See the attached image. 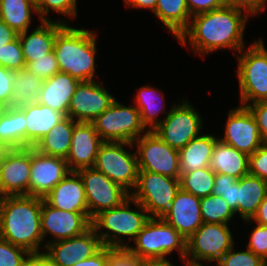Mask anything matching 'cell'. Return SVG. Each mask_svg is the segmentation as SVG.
I'll return each instance as SVG.
<instances>
[{
	"instance_id": "836d02e7",
	"label": "cell",
	"mask_w": 267,
	"mask_h": 266,
	"mask_svg": "<svg viewBox=\"0 0 267 266\" xmlns=\"http://www.w3.org/2000/svg\"><path fill=\"white\" fill-rule=\"evenodd\" d=\"M216 173L209 167L201 168L189 173H181L180 188L202 198L211 195L215 185Z\"/></svg>"
},
{
	"instance_id": "60d3db41",
	"label": "cell",
	"mask_w": 267,
	"mask_h": 266,
	"mask_svg": "<svg viewBox=\"0 0 267 266\" xmlns=\"http://www.w3.org/2000/svg\"><path fill=\"white\" fill-rule=\"evenodd\" d=\"M76 2V0H38L36 7L41 21H49L44 15L48 14L50 9L64 15L76 16Z\"/></svg>"
},
{
	"instance_id": "c3c4849f",
	"label": "cell",
	"mask_w": 267,
	"mask_h": 266,
	"mask_svg": "<svg viewBox=\"0 0 267 266\" xmlns=\"http://www.w3.org/2000/svg\"><path fill=\"white\" fill-rule=\"evenodd\" d=\"M186 3L191 16L225 6L223 0H186Z\"/></svg>"
},
{
	"instance_id": "91938a15",
	"label": "cell",
	"mask_w": 267,
	"mask_h": 266,
	"mask_svg": "<svg viewBox=\"0 0 267 266\" xmlns=\"http://www.w3.org/2000/svg\"><path fill=\"white\" fill-rule=\"evenodd\" d=\"M34 4H36L38 2V0H31Z\"/></svg>"
},
{
	"instance_id": "7dc6e473",
	"label": "cell",
	"mask_w": 267,
	"mask_h": 266,
	"mask_svg": "<svg viewBox=\"0 0 267 266\" xmlns=\"http://www.w3.org/2000/svg\"><path fill=\"white\" fill-rule=\"evenodd\" d=\"M258 124L259 132L264 143H267V101H260L246 106Z\"/></svg>"
},
{
	"instance_id": "603a6c76",
	"label": "cell",
	"mask_w": 267,
	"mask_h": 266,
	"mask_svg": "<svg viewBox=\"0 0 267 266\" xmlns=\"http://www.w3.org/2000/svg\"><path fill=\"white\" fill-rule=\"evenodd\" d=\"M79 82L70 74L59 71L49 79L44 80L38 103L68 116L70 101Z\"/></svg>"
},
{
	"instance_id": "9a60e30c",
	"label": "cell",
	"mask_w": 267,
	"mask_h": 266,
	"mask_svg": "<svg viewBox=\"0 0 267 266\" xmlns=\"http://www.w3.org/2000/svg\"><path fill=\"white\" fill-rule=\"evenodd\" d=\"M31 147L12 148L0 168V197L29 195Z\"/></svg>"
},
{
	"instance_id": "6f0895ef",
	"label": "cell",
	"mask_w": 267,
	"mask_h": 266,
	"mask_svg": "<svg viewBox=\"0 0 267 266\" xmlns=\"http://www.w3.org/2000/svg\"><path fill=\"white\" fill-rule=\"evenodd\" d=\"M11 148L9 146L0 145V168L3 164L4 158Z\"/></svg>"
},
{
	"instance_id": "f546056e",
	"label": "cell",
	"mask_w": 267,
	"mask_h": 266,
	"mask_svg": "<svg viewBox=\"0 0 267 266\" xmlns=\"http://www.w3.org/2000/svg\"><path fill=\"white\" fill-rule=\"evenodd\" d=\"M26 124L21 109L6 108L0 116V145L11 149L26 147Z\"/></svg>"
},
{
	"instance_id": "7a4b0ae2",
	"label": "cell",
	"mask_w": 267,
	"mask_h": 266,
	"mask_svg": "<svg viewBox=\"0 0 267 266\" xmlns=\"http://www.w3.org/2000/svg\"><path fill=\"white\" fill-rule=\"evenodd\" d=\"M42 198L19 195L0 197V238L39 253Z\"/></svg>"
},
{
	"instance_id": "d590c367",
	"label": "cell",
	"mask_w": 267,
	"mask_h": 266,
	"mask_svg": "<svg viewBox=\"0 0 267 266\" xmlns=\"http://www.w3.org/2000/svg\"><path fill=\"white\" fill-rule=\"evenodd\" d=\"M156 90L149 86H143L139 88L138 96L136 97V108L139 110L141 115V121L144 127L150 125L149 131L154 129L161 123L162 120H155V117L159 113V108L156 106ZM156 99V100H155ZM158 108V109H157ZM152 127V128H151ZM152 129V130H151Z\"/></svg>"
},
{
	"instance_id": "4dcf8cb0",
	"label": "cell",
	"mask_w": 267,
	"mask_h": 266,
	"mask_svg": "<svg viewBox=\"0 0 267 266\" xmlns=\"http://www.w3.org/2000/svg\"><path fill=\"white\" fill-rule=\"evenodd\" d=\"M43 82L42 78L37 77L27 69L15 71L10 107L21 109L38 102Z\"/></svg>"
},
{
	"instance_id": "b9f144b4",
	"label": "cell",
	"mask_w": 267,
	"mask_h": 266,
	"mask_svg": "<svg viewBox=\"0 0 267 266\" xmlns=\"http://www.w3.org/2000/svg\"><path fill=\"white\" fill-rule=\"evenodd\" d=\"M30 253L22 247L0 238V266H22Z\"/></svg>"
},
{
	"instance_id": "7bdbcfd3",
	"label": "cell",
	"mask_w": 267,
	"mask_h": 266,
	"mask_svg": "<svg viewBox=\"0 0 267 266\" xmlns=\"http://www.w3.org/2000/svg\"><path fill=\"white\" fill-rule=\"evenodd\" d=\"M249 174L267 181V143L249 155Z\"/></svg>"
},
{
	"instance_id": "9c48e42d",
	"label": "cell",
	"mask_w": 267,
	"mask_h": 266,
	"mask_svg": "<svg viewBox=\"0 0 267 266\" xmlns=\"http://www.w3.org/2000/svg\"><path fill=\"white\" fill-rule=\"evenodd\" d=\"M122 145L133 146L134 144L104 142L99 148L94 168L131 193L129 189H135L138 180L137 156L136 152L131 154L124 150Z\"/></svg>"
},
{
	"instance_id": "816d5d0a",
	"label": "cell",
	"mask_w": 267,
	"mask_h": 266,
	"mask_svg": "<svg viewBox=\"0 0 267 266\" xmlns=\"http://www.w3.org/2000/svg\"><path fill=\"white\" fill-rule=\"evenodd\" d=\"M17 37L18 33L0 19V49L6 44L14 41Z\"/></svg>"
},
{
	"instance_id": "277c9868",
	"label": "cell",
	"mask_w": 267,
	"mask_h": 266,
	"mask_svg": "<svg viewBox=\"0 0 267 266\" xmlns=\"http://www.w3.org/2000/svg\"><path fill=\"white\" fill-rule=\"evenodd\" d=\"M130 200L141 209L143 213H141L140 210H130ZM146 213L148 212L140 203L129 197L118 207L104 210L96 215L92 219V227L96 231V235L100 238L103 246L126 248L128 245L122 243L118 236H129L135 239L137 234L144 228L145 224L151 218L150 215ZM103 227L109 232H101L98 234L97 231Z\"/></svg>"
},
{
	"instance_id": "7402d4cb",
	"label": "cell",
	"mask_w": 267,
	"mask_h": 266,
	"mask_svg": "<svg viewBox=\"0 0 267 266\" xmlns=\"http://www.w3.org/2000/svg\"><path fill=\"white\" fill-rule=\"evenodd\" d=\"M44 198L52 207L66 212H88L83 181L76 171L70 172Z\"/></svg>"
},
{
	"instance_id": "e0dca14e",
	"label": "cell",
	"mask_w": 267,
	"mask_h": 266,
	"mask_svg": "<svg viewBox=\"0 0 267 266\" xmlns=\"http://www.w3.org/2000/svg\"><path fill=\"white\" fill-rule=\"evenodd\" d=\"M115 98L94 80L81 81L68 108V117L77 122H93L108 109Z\"/></svg>"
},
{
	"instance_id": "44dd1931",
	"label": "cell",
	"mask_w": 267,
	"mask_h": 266,
	"mask_svg": "<svg viewBox=\"0 0 267 266\" xmlns=\"http://www.w3.org/2000/svg\"><path fill=\"white\" fill-rule=\"evenodd\" d=\"M200 199L181 188L162 219L177 230L187 241L204 223L201 216Z\"/></svg>"
},
{
	"instance_id": "db71d44e",
	"label": "cell",
	"mask_w": 267,
	"mask_h": 266,
	"mask_svg": "<svg viewBox=\"0 0 267 266\" xmlns=\"http://www.w3.org/2000/svg\"><path fill=\"white\" fill-rule=\"evenodd\" d=\"M251 220H254L256 223L267 226V196L264 198L256 214Z\"/></svg>"
},
{
	"instance_id": "3957f363",
	"label": "cell",
	"mask_w": 267,
	"mask_h": 266,
	"mask_svg": "<svg viewBox=\"0 0 267 266\" xmlns=\"http://www.w3.org/2000/svg\"><path fill=\"white\" fill-rule=\"evenodd\" d=\"M96 35L65 24L54 42V53L60 72L81 81L93 80L95 72Z\"/></svg>"
},
{
	"instance_id": "9f6ffc18",
	"label": "cell",
	"mask_w": 267,
	"mask_h": 266,
	"mask_svg": "<svg viewBox=\"0 0 267 266\" xmlns=\"http://www.w3.org/2000/svg\"><path fill=\"white\" fill-rule=\"evenodd\" d=\"M143 266H174L168 260H147Z\"/></svg>"
},
{
	"instance_id": "d6986e66",
	"label": "cell",
	"mask_w": 267,
	"mask_h": 266,
	"mask_svg": "<svg viewBox=\"0 0 267 266\" xmlns=\"http://www.w3.org/2000/svg\"><path fill=\"white\" fill-rule=\"evenodd\" d=\"M92 226L88 212H66L50 206L42 199L41 232L43 239L51 233L60 241L78 236Z\"/></svg>"
},
{
	"instance_id": "8992f818",
	"label": "cell",
	"mask_w": 267,
	"mask_h": 266,
	"mask_svg": "<svg viewBox=\"0 0 267 266\" xmlns=\"http://www.w3.org/2000/svg\"><path fill=\"white\" fill-rule=\"evenodd\" d=\"M238 79L242 106L267 101V50L255 41L242 56L238 55Z\"/></svg>"
},
{
	"instance_id": "d4e9b609",
	"label": "cell",
	"mask_w": 267,
	"mask_h": 266,
	"mask_svg": "<svg viewBox=\"0 0 267 266\" xmlns=\"http://www.w3.org/2000/svg\"><path fill=\"white\" fill-rule=\"evenodd\" d=\"M26 124V147H33L66 116L38 102L21 108Z\"/></svg>"
},
{
	"instance_id": "f35d334b",
	"label": "cell",
	"mask_w": 267,
	"mask_h": 266,
	"mask_svg": "<svg viewBox=\"0 0 267 266\" xmlns=\"http://www.w3.org/2000/svg\"><path fill=\"white\" fill-rule=\"evenodd\" d=\"M232 248L217 262L218 266H267V262L251 250L234 252Z\"/></svg>"
},
{
	"instance_id": "484cf974",
	"label": "cell",
	"mask_w": 267,
	"mask_h": 266,
	"mask_svg": "<svg viewBox=\"0 0 267 266\" xmlns=\"http://www.w3.org/2000/svg\"><path fill=\"white\" fill-rule=\"evenodd\" d=\"M209 168L216 174H224L240 179L249 174V155L218 139L211 156Z\"/></svg>"
},
{
	"instance_id": "e575fe53",
	"label": "cell",
	"mask_w": 267,
	"mask_h": 266,
	"mask_svg": "<svg viewBox=\"0 0 267 266\" xmlns=\"http://www.w3.org/2000/svg\"><path fill=\"white\" fill-rule=\"evenodd\" d=\"M200 209L204 223L227 224L235 214L221 196L213 194L200 199Z\"/></svg>"
},
{
	"instance_id": "52a82bcc",
	"label": "cell",
	"mask_w": 267,
	"mask_h": 266,
	"mask_svg": "<svg viewBox=\"0 0 267 266\" xmlns=\"http://www.w3.org/2000/svg\"><path fill=\"white\" fill-rule=\"evenodd\" d=\"M92 123L104 142H130L134 144L135 140L146 129L136 107H126L116 100Z\"/></svg>"
},
{
	"instance_id": "83f0119b",
	"label": "cell",
	"mask_w": 267,
	"mask_h": 266,
	"mask_svg": "<svg viewBox=\"0 0 267 266\" xmlns=\"http://www.w3.org/2000/svg\"><path fill=\"white\" fill-rule=\"evenodd\" d=\"M217 140L213 135H201L193 138L178 150L180 173H189L209 167Z\"/></svg>"
},
{
	"instance_id": "f907efd6",
	"label": "cell",
	"mask_w": 267,
	"mask_h": 266,
	"mask_svg": "<svg viewBox=\"0 0 267 266\" xmlns=\"http://www.w3.org/2000/svg\"><path fill=\"white\" fill-rule=\"evenodd\" d=\"M225 6L238 8L243 11L250 12L251 15L259 13L265 9L263 0H223Z\"/></svg>"
},
{
	"instance_id": "f5cc1de1",
	"label": "cell",
	"mask_w": 267,
	"mask_h": 266,
	"mask_svg": "<svg viewBox=\"0 0 267 266\" xmlns=\"http://www.w3.org/2000/svg\"><path fill=\"white\" fill-rule=\"evenodd\" d=\"M22 266H51V264L44 253H30Z\"/></svg>"
},
{
	"instance_id": "8fae6325",
	"label": "cell",
	"mask_w": 267,
	"mask_h": 266,
	"mask_svg": "<svg viewBox=\"0 0 267 266\" xmlns=\"http://www.w3.org/2000/svg\"><path fill=\"white\" fill-rule=\"evenodd\" d=\"M137 142L139 171L162 174L180 179V160L177 149L170 147L153 131L147 130Z\"/></svg>"
},
{
	"instance_id": "2e32d148",
	"label": "cell",
	"mask_w": 267,
	"mask_h": 266,
	"mask_svg": "<svg viewBox=\"0 0 267 266\" xmlns=\"http://www.w3.org/2000/svg\"><path fill=\"white\" fill-rule=\"evenodd\" d=\"M70 172L64 158L45 155L31 147L29 195L44 199Z\"/></svg>"
},
{
	"instance_id": "6da1fadb",
	"label": "cell",
	"mask_w": 267,
	"mask_h": 266,
	"mask_svg": "<svg viewBox=\"0 0 267 266\" xmlns=\"http://www.w3.org/2000/svg\"><path fill=\"white\" fill-rule=\"evenodd\" d=\"M230 6L193 15L189 26L178 38L183 45L187 36L196 53L207 54L221 48L243 52V32L248 14Z\"/></svg>"
},
{
	"instance_id": "4316f807",
	"label": "cell",
	"mask_w": 267,
	"mask_h": 266,
	"mask_svg": "<svg viewBox=\"0 0 267 266\" xmlns=\"http://www.w3.org/2000/svg\"><path fill=\"white\" fill-rule=\"evenodd\" d=\"M267 196V181L247 174L238 179L237 212L242 219L250 221Z\"/></svg>"
},
{
	"instance_id": "30bf717a",
	"label": "cell",
	"mask_w": 267,
	"mask_h": 266,
	"mask_svg": "<svg viewBox=\"0 0 267 266\" xmlns=\"http://www.w3.org/2000/svg\"><path fill=\"white\" fill-rule=\"evenodd\" d=\"M233 245L227 224L203 223L186 241L185 261L191 266H203L198 260L218 262Z\"/></svg>"
},
{
	"instance_id": "4fadbf2b",
	"label": "cell",
	"mask_w": 267,
	"mask_h": 266,
	"mask_svg": "<svg viewBox=\"0 0 267 266\" xmlns=\"http://www.w3.org/2000/svg\"><path fill=\"white\" fill-rule=\"evenodd\" d=\"M167 117L154 129V133L170 147L180 150L198 137L202 122L198 112L187 101L170 109Z\"/></svg>"
},
{
	"instance_id": "7c38bea8",
	"label": "cell",
	"mask_w": 267,
	"mask_h": 266,
	"mask_svg": "<svg viewBox=\"0 0 267 266\" xmlns=\"http://www.w3.org/2000/svg\"><path fill=\"white\" fill-rule=\"evenodd\" d=\"M76 172L83 181L91 220L104 210L118 207L130 197L127 190L94 167L82 168Z\"/></svg>"
},
{
	"instance_id": "ab89813d",
	"label": "cell",
	"mask_w": 267,
	"mask_h": 266,
	"mask_svg": "<svg viewBox=\"0 0 267 266\" xmlns=\"http://www.w3.org/2000/svg\"><path fill=\"white\" fill-rule=\"evenodd\" d=\"M25 69L43 80L49 79L60 71L54 50L45 57L35 58V61L27 63Z\"/></svg>"
},
{
	"instance_id": "5bb4252c",
	"label": "cell",
	"mask_w": 267,
	"mask_h": 266,
	"mask_svg": "<svg viewBox=\"0 0 267 266\" xmlns=\"http://www.w3.org/2000/svg\"><path fill=\"white\" fill-rule=\"evenodd\" d=\"M51 242L45 245L47 252L44 253L51 266H73L78 261L92 257L103 247L92 226L78 236Z\"/></svg>"
},
{
	"instance_id": "74e56055",
	"label": "cell",
	"mask_w": 267,
	"mask_h": 266,
	"mask_svg": "<svg viewBox=\"0 0 267 266\" xmlns=\"http://www.w3.org/2000/svg\"><path fill=\"white\" fill-rule=\"evenodd\" d=\"M0 65L13 71L26 68L19 37L0 49Z\"/></svg>"
},
{
	"instance_id": "bcb514c9",
	"label": "cell",
	"mask_w": 267,
	"mask_h": 266,
	"mask_svg": "<svg viewBox=\"0 0 267 266\" xmlns=\"http://www.w3.org/2000/svg\"><path fill=\"white\" fill-rule=\"evenodd\" d=\"M144 261L132 255L126 248H115L109 254L108 266H143Z\"/></svg>"
},
{
	"instance_id": "ffe728a7",
	"label": "cell",
	"mask_w": 267,
	"mask_h": 266,
	"mask_svg": "<svg viewBox=\"0 0 267 266\" xmlns=\"http://www.w3.org/2000/svg\"><path fill=\"white\" fill-rule=\"evenodd\" d=\"M103 143L92 122H76L70 151L65 159L69 170L72 172L94 167L99 148Z\"/></svg>"
},
{
	"instance_id": "f1b7e54d",
	"label": "cell",
	"mask_w": 267,
	"mask_h": 266,
	"mask_svg": "<svg viewBox=\"0 0 267 266\" xmlns=\"http://www.w3.org/2000/svg\"><path fill=\"white\" fill-rule=\"evenodd\" d=\"M77 121L66 116L40 139L33 148L45 155L66 159L71 147L74 125Z\"/></svg>"
},
{
	"instance_id": "1f68e13d",
	"label": "cell",
	"mask_w": 267,
	"mask_h": 266,
	"mask_svg": "<svg viewBox=\"0 0 267 266\" xmlns=\"http://www.w3.org/2000/svg\"><path fill=\"white\" fill-rule=\"evenodd\" d=\"M154 13L177 39L187 29L192 18L186 0H157Z\"/></svg>"
},
{
	"instance_id": "ba28073f",
	"label": "cell",
	"mask_w": 267,
	"mask_h": 266,
	"mask_svg": "<svg viewBox=\"0 0 267 266\" xmlns=\"http://www.w3.org/2000/svg\"><path fill=\"white\" fill-rule=\"evenodd\" d=\"M135 188L130 197L140 203L150 217L162 218L180 190V179L139 171Z\"/></svg>"
},
{
	"instance_id": "ac0fdd59",
	"label": "cell",
	"mask_w": 267,
	"mask_h": 266,
	"mask_svg": "<svg viewBox=\"0 0 267 266\" xmlns=\"http://www.w3.org/2000/svg\"><path fill=\"white\" fill-rule=\"evenodd\" d=\"M219 140L248 155L264 143L254 116L245 106L229 112L224 137Z\"/></svg>"
},
{
	"instance_id": "5b68a950",
	"label": "cell",
	"mask_w": 267,
	"mask_h": 266,
	"mask_svg": "<svg viewBox=\"0 0 267 266\" xmlns=\"http://www.w3.org/2000/svg\"><path fill=\"white\" fill-rule=\"evenodd\" d=\"M133 240L137 247L126 249L141 261L165 260L174 249L185 260V238L160 217H151Z\"/></svg>"
},
{
	"instance_id": "11a10c76",
	"label": "cell",
	"mask_w": 267,
	"mask_h": 266,
	"mask_svg": "<svg viewBox=\"0 0 267 266\" xmlns=\"http://www.w3.org/2000/svg\"><path fill=\"white\" fill-rule=\"evenodd\" d=\"M126 6H134L137 8H150L153 12L156 9L157 0H125Z\"/></svg>"
},
{
	"instance_id": "680465c9",
	"label": "cell",
	"mask_w": 267,
	"mask_h": 266,
	"mask_svg": "<svg viewBox=\"0 0 267 266\" xmlns=\"http://www.w3.org/2000/svg\"><path fill=\"white\" fill-rule=\"evenodd\" d=\"M5 109H6V107L3 106L2 104H0V116L2 115V113L4 112Z\"/></svg>"
},
{
	"instance_id": "cb8c5ba5",
	"label": "cell",
	"mask_w": 267,
	"mask_h": 266,
	"mask_svg": "<svg viewBox=\"0 0 267 266\" xmlns=\"http://www.w3.org/2000/svg\"><path fill=\"white\" fill-rule=\"evenodd\" d=\"M41 22V25L29 35L28 30L18 33L26 64L52 52L57 32L66 24L65 21L60 22V20L59 22H51V20Z\"/></svg>"
},
{
	"instance_id": "d6a6232c",
	"label": "cell",
	"mask_w": 267,
	"mask_h": 266,
	"mask_svg": "<svg viewBox=\"0 0 267 266\" xmlns=\"http://www.w3.org/2000/svg\"><path fill=\"white\" fill-rule=\"evenodd\" d=\"M31 9L38 14L36 4L31 0H0V19L17 33L28 30Z\"/></svg>"
},
{
	"instance_id": "f6af8a7d",
	"label": "cell",
	"mask_w": 267,
	"mask_h": 266,
	"mask_svg": "<svg viewBox=\"0 0 267 266\" xmlns=\"http://www.w3.org/2000/svg\"><path fill=\"white\" fill-rule=\"evenodd\" d=\"M15 71L0 65V104L10 107L13 94V75Z\"/></svg>"
},
{
	"instance_id": "8d00e7d4",
	"label": "cell",
	"mask_w": 267,
	"mask_h": 266,
	"mask_svg": "<svg viewBox=\"0 0 267 266\" xmlns=\"http://www.w3.org/2000/svg\"><path fill=\"white\" fill-rule=\"evenodd\" d=\"M238 179L224 174H216L213 195L221 196L234 213H237Z\"/></svg>"
},
{
	"instance_id": "681fc988",
	"label": "cell",
	"mask_w": 267,
	"mask_h": 266,
	"mask_svg": "<svg viewBox=\"0 0 267 266\" xmlns=\"http://www.w3.org/2000/svg\"><path fill=\"white\" fill-rule=\"evenodd\" d=\"M115 248L103 246L97 253L92 257L76 262L73 266H108L109 265V254Z\"/></svg>"
},
{
	"instance_id": "ee69618b",
	"label": "cell",
	"mask_w": 267,
	"mask_h": 266,
	"mask_svg": "<svg viewBox=\"0 0 267 266\" xmlns=\"http://www.w3.org/2000/svg\"><path fill=\"white\" fill-rule=\"evenodd\" d=\"M247 249L267 262V226L257 223L250 235Z\"/></svg>"
}]
</instances>
